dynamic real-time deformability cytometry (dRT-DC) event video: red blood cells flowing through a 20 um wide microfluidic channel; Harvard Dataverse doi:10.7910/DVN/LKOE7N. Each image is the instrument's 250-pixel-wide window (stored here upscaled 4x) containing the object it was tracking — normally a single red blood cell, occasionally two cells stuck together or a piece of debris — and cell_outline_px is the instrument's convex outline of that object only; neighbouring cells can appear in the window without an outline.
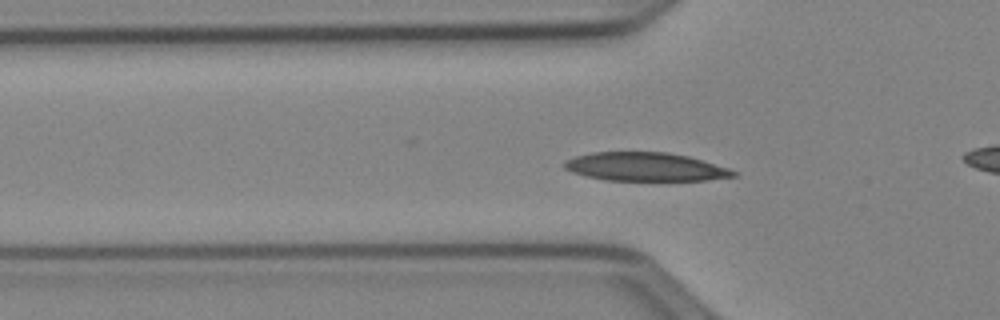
{"species": "Egyptian fruit bat (a non-hibernating species)", "species_latin": "Rousettus aegyptiacus", "temperature_condition": "cold", "stored_images_in_passage": 53, "camera_frame_rate_fps": 3000, "um_per_image_px": 0.085, "animal": {"sex": "female"}, "frame": {"image": 1, "passage_image": 17, "time_ms": 5.333, "image_size_px": [1000, 320], "cell_outline_px": [[736, 176], [708, 180], [604, 180], [584, 176], [572, 172], [564, 168], [564, 160], [576, 156], [592, 152], [668, 152], [688, 156], [728, 168], [736, 172]], "centroid_in_image_um": [54.81, 14.18], "position_along_channel_um": 71.0, "area_um2": 28.03}}
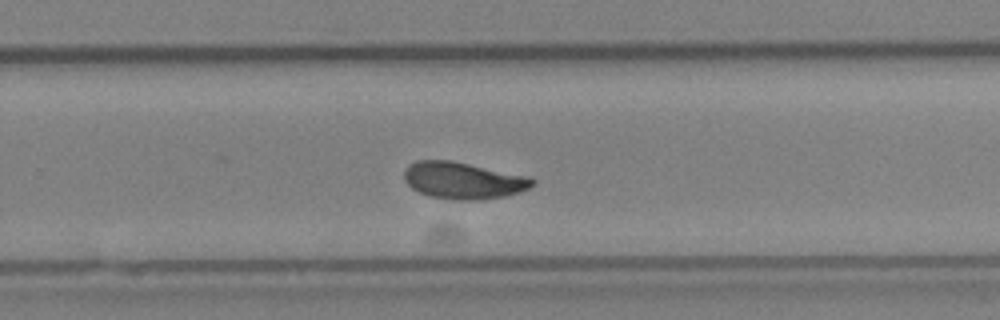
{"frame": {"image": 2, "passage_image": 34, "time_ms": 11.0, "image_size_px": [1000, 320], "cell_outline_px": [[536, 184], [520, 192], [508, 196], [480, 200], [452, 200], [428, 196], [412, 188], [404, 180], [404, 168], [408, 164], [416, 160], [452, 160], [520, 176], [536, 180]], "centroid_in_image_um": [39.3, 15.36], "position_along_channel_um": 290.5, "area_um2": 27.34}}
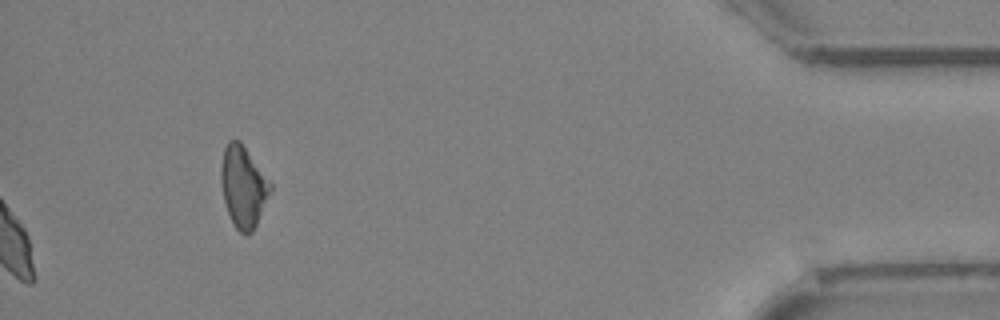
{"frame": {"image": 3, "passage_image": 53, "time_ms": 17.333, "image_size_px": [1000, 320], "cell_outline_px": [[272, 188], [256, 224], [252, 232], [244, 236], [236, 228], [228, 212], [224, 200], [220, 184], [220, 168], [224, 148], [228, 140], [240, 140], [272, 184]], "centroid_in_image_um": [20.65, 15.84], "position_along_channel_um": 414.5, "area_um2": 23.24}, "authors_computed_cell_mechanics": {"area_um2": 27.0504, "velocity_mm_per_s": 3.8901, "shape_relaxation_time_tau1_ms": 6.4294, "shape_relaxation_time_tau2_ms": 1.713, "deformation_change_tau1": 0.1654, "deformation_change_tau2": 0.0495}}